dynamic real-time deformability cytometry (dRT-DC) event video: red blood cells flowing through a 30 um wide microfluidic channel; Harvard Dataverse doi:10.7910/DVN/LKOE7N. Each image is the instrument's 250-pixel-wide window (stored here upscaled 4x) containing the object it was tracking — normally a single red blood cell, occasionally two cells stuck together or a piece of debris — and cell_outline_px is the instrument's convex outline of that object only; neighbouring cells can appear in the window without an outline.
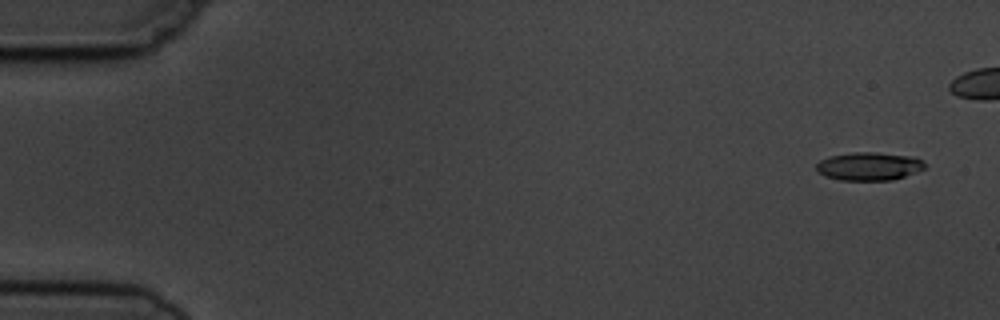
{"species": "common noctule bat (a hibernating species)", "species_latin": "Nyctalus noctula", "temperature_condition": "cold", "stored_images_in_passage": 9, "camera_frame_rate_fps": 3000, "um_per_image_px": 0.085, "animal": {"sex": "male", "body_mass_g": 19.5, "forearm_length_mm": 54.6}, "frame": {"image": 1, "passage_image": 1, "time_ms": 0.0, "image_size_px": [1000, 320], "cell_outline_px": [[924, 168], [904, 176], [892, 180], [840, 180], [824, 176], [816, 172], [816, 164], [820, 160], [828, 156], [852, 152], [876, 152], [916, 156], [924, 164]], "centroid_in_image_um": [73.81, 14.12], "position_along_channel_um": 11.2, "area_um2": 17.92}}
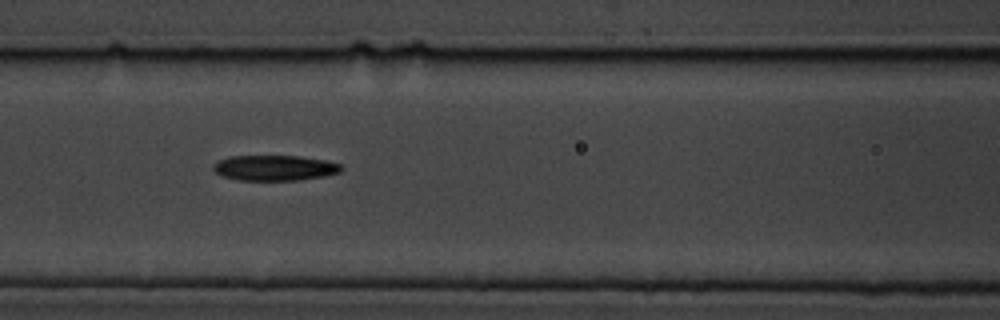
{"frame": {"image": 2, "passage_image": 7, "time_ms": 7.0, "image_size_px": [1000, 320], "cell_outline_px": [[344, 168], [340, 172], [324, 176], [300, 180], [240, 180], [220, 176], [212, 168], [212, 164], [216, 160], [228, 156], [300, 156], [324, 160], [340, 164]], "centroid_in_image_um": [23.3, 14.27], "position_along_channel_um": 143.3, "area_um2": 19.13}}
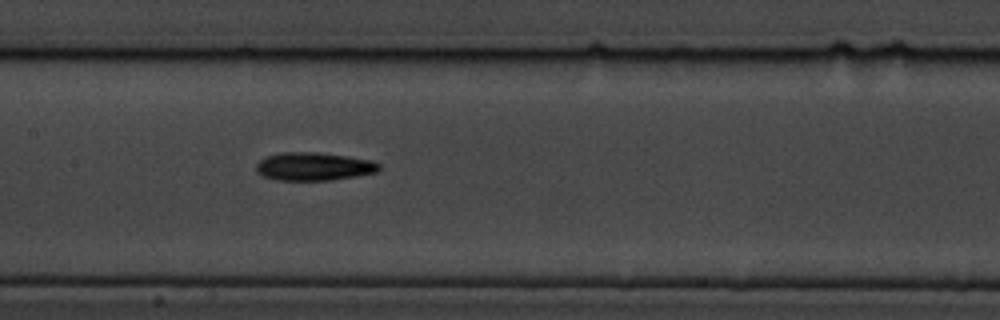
{"frame": {"image": 3, "passage_image": 8, "time_ms": 8.0, "image_size_px": [1000, 320], "cell_outline_px": [[380, 168], [376, 172], [356, 176], [328, 180], [276, 180], [264, 176], [256, 172], [256, 164], [260, 160], [268, 156], [280, 152], [316, 152], [348, 156], [372, 160], [380, 164]], "centroid_in_image_um": [26.67, 14.14], "position_along_channel_um": 180.7, "area_um2": 20.11}}